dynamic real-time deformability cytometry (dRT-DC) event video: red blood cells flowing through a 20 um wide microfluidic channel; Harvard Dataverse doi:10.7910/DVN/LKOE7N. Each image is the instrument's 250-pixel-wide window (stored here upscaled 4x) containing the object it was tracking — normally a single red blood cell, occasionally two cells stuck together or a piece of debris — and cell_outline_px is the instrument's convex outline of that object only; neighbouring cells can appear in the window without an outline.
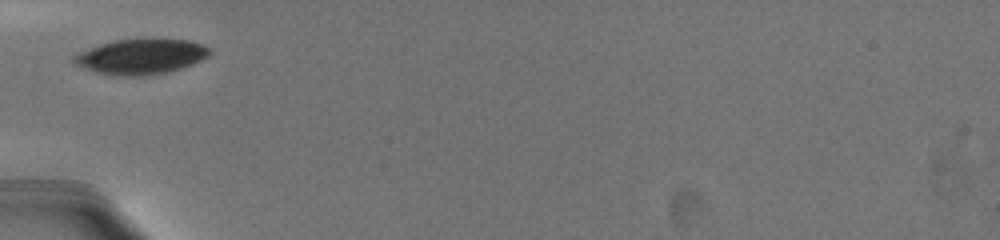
{"species": "common noctule bat (a hibernating species)", "species_latin": "Nyctalus noctula", "temperature_condition": "warm", "stored_images_in_passage": 3, "camera_frame_rate_fps": 3000, "um_per_image_px": 0.085, "animal": {"sex": "female", "body_mass_g": 19.5, "forearm_length_mm": 54.1}, "frame": {"image": 1, "passage_image": 1, "time_ms": 0.0, "image_size_px": [1000, 240], "cell_outline_px": [[212, 52], [208, 56], [192, 64], [168, 72], [140, 76], [120, 76], [100, 72], [76, 64], [72, 60], [72, 56], [76, 52], [100, 44], [116, 40], [188, 40], [200, 44], [208, 48]], "centroid_in_image_um": [11.96, 4.81], "position_along_channel_um": 73.0, "area_um2": 27.22}}